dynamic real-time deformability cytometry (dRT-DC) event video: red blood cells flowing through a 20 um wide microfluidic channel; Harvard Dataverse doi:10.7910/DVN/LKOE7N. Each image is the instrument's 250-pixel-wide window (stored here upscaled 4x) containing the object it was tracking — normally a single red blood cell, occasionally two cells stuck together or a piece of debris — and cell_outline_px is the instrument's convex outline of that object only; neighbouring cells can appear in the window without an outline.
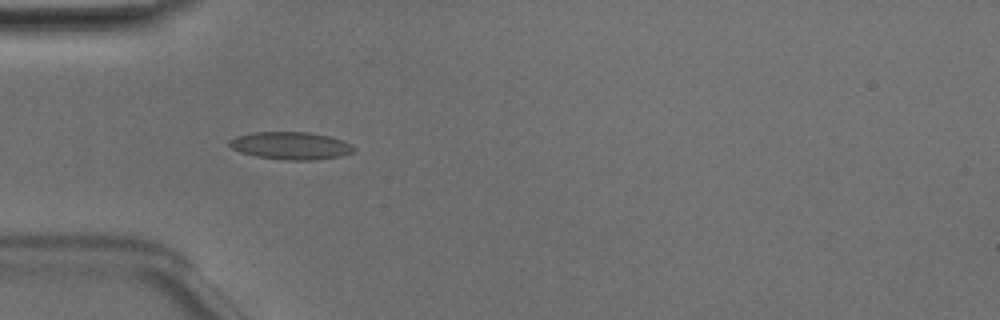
{"species": "Egyptian fruit bat (a non-hibernating species)", "species_latin": "Rousettus aegyptiacus", "temperature_condition": "room temperature", "stored_images_in_passage": 8, "camera_frame_rate_fps": 3000, "um_per_image_px": 0.085, "animal": {"sex": "male"}, "frame": {"image": 1, "passage_image": 5, "time_ms": 1.333, "image_size_px": [1000, 320], "cell_outline_px": [[356, 148], [352, 152], [340, 156], [316, 160], [284, 160], [256, 156], [240, 152], [232, 148], [228, 144], [228, 140], [236, 136], [252, 132], [308, 132], [328, 136], [344, 140], [352, 144]], "centroid_in_image_um": [24.71, 12.38], "position_along_channel_um": 60.3, "area_um2": 20.11}}